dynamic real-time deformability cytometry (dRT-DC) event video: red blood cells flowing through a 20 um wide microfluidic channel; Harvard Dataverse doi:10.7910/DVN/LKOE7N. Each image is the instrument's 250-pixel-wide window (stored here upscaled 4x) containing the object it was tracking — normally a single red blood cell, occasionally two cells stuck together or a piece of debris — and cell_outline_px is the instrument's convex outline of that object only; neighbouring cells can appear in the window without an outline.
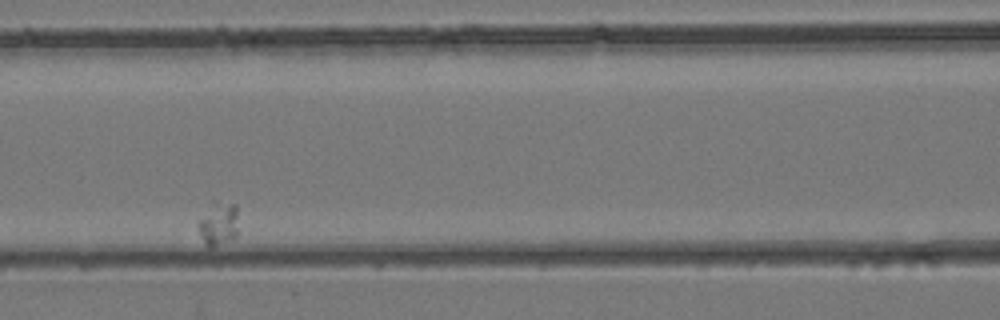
{"species": "common noctule bat (a hibernating species)", "species_latin": "Nyctalus noctula", "temperature_condition": "room temperature", "stored_images_in_passage": 11, "camera_frame_rate_fps": 3000, "um_per_image_px": 0.085, "animal": {"sex": "female", "body_mass_g": 24.6, "forearm_length_mm": 56.2}, "frame": {"image": 1, "passage_image": 6, "time_ms": 1.667, "image_size_px": [1000, 320], "cell_outline_px": [[236, 236], [212, 248], [208, 248], [200, 232], [196, 220], [212, 200], [216, 200], [236, 204]], "centroid_in_image_um": [18.51, 18.95], "position_along_channel_um": 148.1, "area_um2": 10.29}}